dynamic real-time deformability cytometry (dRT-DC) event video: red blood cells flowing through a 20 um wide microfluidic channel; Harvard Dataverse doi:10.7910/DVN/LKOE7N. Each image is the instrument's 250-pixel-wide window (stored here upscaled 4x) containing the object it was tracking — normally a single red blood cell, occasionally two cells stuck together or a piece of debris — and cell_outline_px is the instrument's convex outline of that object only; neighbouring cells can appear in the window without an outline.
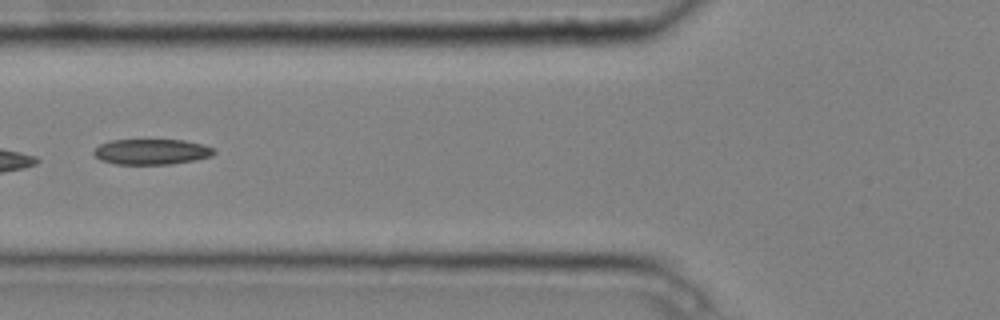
{"species": "common noctule bat (a hibernating species)", "species_latin": "Nyctalus noctula", "temperature_condition": "cold", "stored_images_in_passage": 7, "camera_frame_rate_fps": 3000, "um_per_image_px": 0.085, "animal": {"sex": "male", "body_mass_g": 20.4}, "frame": {"image": 1, "passage_image": 7, "time_ms": 2.0, "image_size_px": [1000, 320], "cell_outline_px": [[216, 152], [212, 156], [196, 160], [172, 164], [116, 164], [100, 160], [92, 152], [100, 144], [108, 140], [184, 140], [204, 144], [212, 148]], "centroid_in_image_um": [12.89, 12.9], "position_along_channel_um": 112.9, "area_um2": 17.98}}